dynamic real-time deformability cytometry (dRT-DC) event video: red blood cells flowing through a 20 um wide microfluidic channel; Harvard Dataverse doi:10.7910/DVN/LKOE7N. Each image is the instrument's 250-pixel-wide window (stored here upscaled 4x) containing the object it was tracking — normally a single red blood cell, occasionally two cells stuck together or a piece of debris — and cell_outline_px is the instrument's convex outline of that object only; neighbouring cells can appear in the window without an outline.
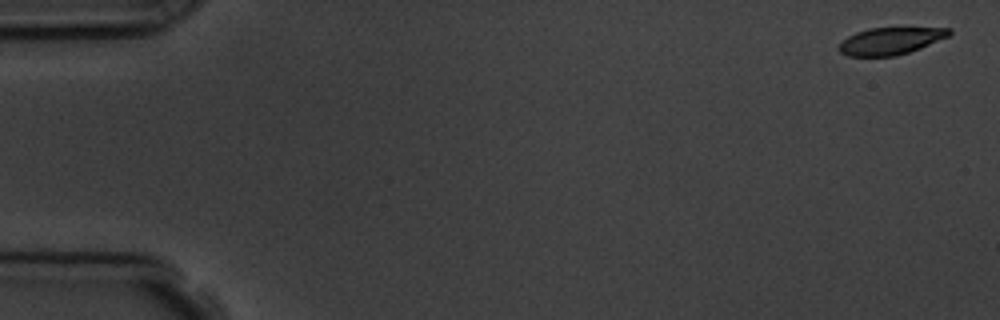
{"species": "common noctule bat (a hibernating species)", "species_latin": "Nyctalus noctula", "temperature_condition": "room temperature", "stored_images_in_passage": 4, "camera_frame_rate_fps": 3000, "um_per_image_px": 0.085, "animal": {"sex": "male", "body_mass_g": 19.5, "forearm_length_mm": 54.6}, "frame": {"image": 1, "passage_image": 1, "time_ms": 0.0, "image_size_px": [1000, 320], "cell_outline_px": [[952, 32], [948, 36], [920, 48], [908, 52], [892, 56], [848, 56], [840, 52], [840, 44], [848, 36], [856, 32], [868, 28], [952, 28]], "centroid_in_image_um": [75.69, 3.47], "position_along_channel_um": 9.3, "area_um2": 17.11}}
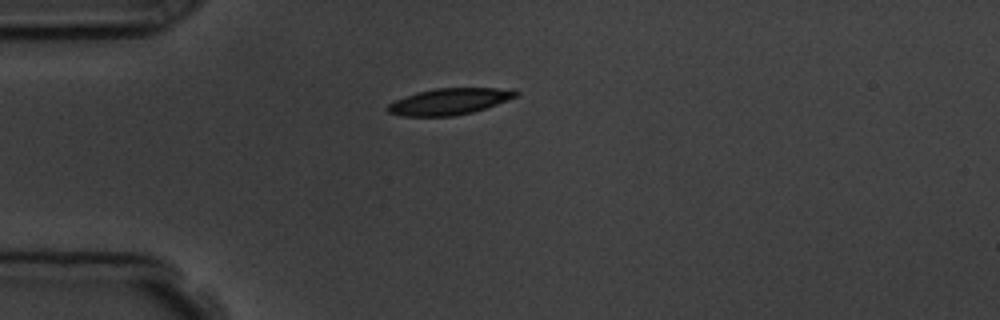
{"frame": {"image": 2, "passage_image": 4, "time_ms": 4.333, "image_size_px": [1000, 320], "cell_outline_px": [[520, 92], [516, 96], [496, 104], [472, 112], [452, 116], [404, 116], [388, 112], [384, 108], [388, 104], [404, 96], [416, 92], [436, 88], [516, 88]], "centroid_in_image_um": [38.18, 8.61], "position_along_channel_um": 46.8, "area_um2": 19.71}}